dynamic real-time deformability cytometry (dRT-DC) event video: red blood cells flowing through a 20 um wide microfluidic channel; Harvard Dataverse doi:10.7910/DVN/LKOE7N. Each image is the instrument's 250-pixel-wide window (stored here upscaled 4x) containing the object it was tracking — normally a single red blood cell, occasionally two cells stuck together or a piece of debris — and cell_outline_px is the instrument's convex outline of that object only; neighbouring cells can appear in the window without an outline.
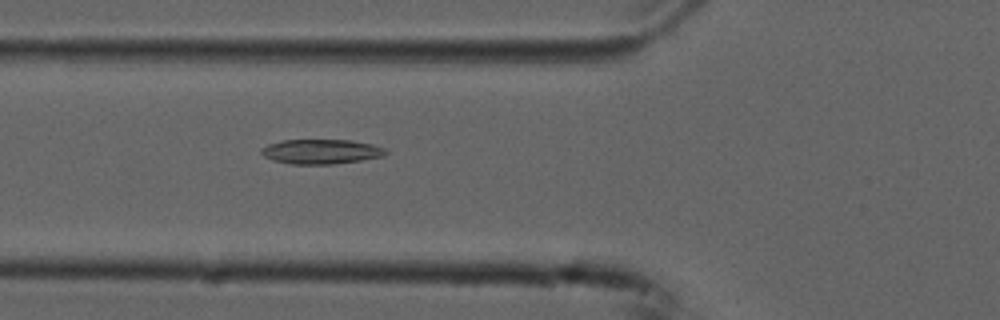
{"species": "common noctule bat (a hibernating species)", "species_latin": "Nyctalus noctula", "temperature_condition": "cold", "stored_images_in_passage": 54, "camera_frame_rate_fps": 3000, "um_per_image_px": 0.085, "animal": {"sex": "male", "forearm_length_mm": 52.5}, "frame": {"image": 1, "passage_image": 20, "time_ms": 6.333, "image_size_px": [1000, 320], "cell_outline_px": [[388, 152], [384, 156], [360, 160], [332, 164], [292, 164], [272, 160], [264, 156], [260, 152], [260, 148], [268, 144], [284, 140], [352, 140], [372, 144], [384, 148]], "centroid_in_image_um": [27.28, 12.88], "position_along_channel_um": 98.5, "area_um2": 17.86}}
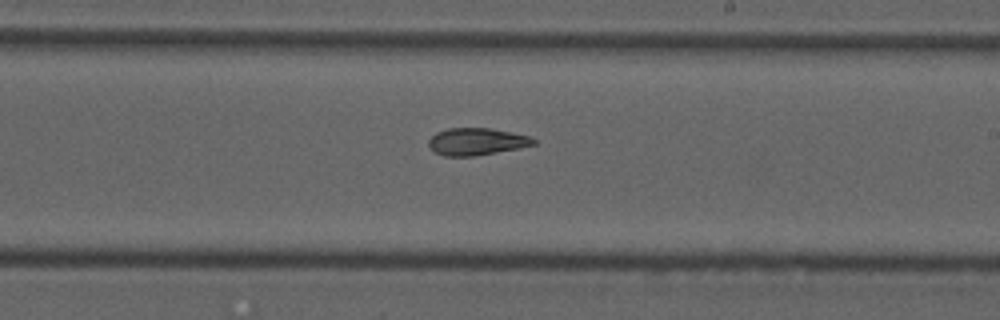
{"frame": {"image": 2, "passage_image": 32, "time_ms": 10.333, "image_size_px": [1000, 320], "cell_outline_px": [[536, 144], [520, 148], [476, 156], [444, 156], [436, 152], [428, 144], [428, 140], [436, 132], [448, 128], [488, 128], [512, 132], [532, 136], [536, 140]], "centroid_in_image_um": [40.55, 12.03], "position_along_channel_um": 248.5, "area_um2": 16.7}}
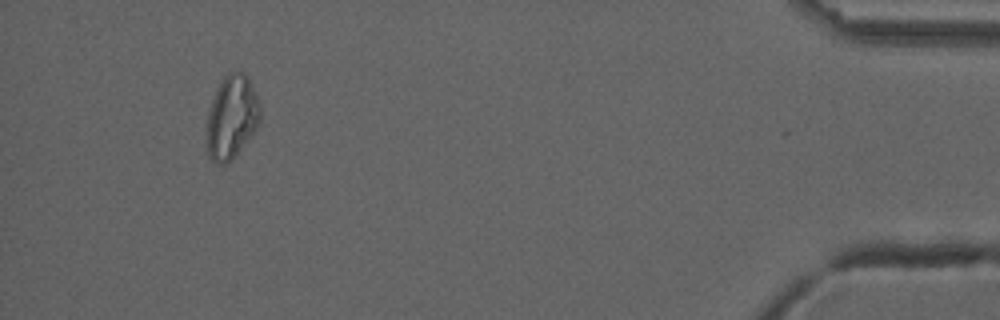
{"frame": {"image": 3, "passage_image": 51, "time_ms": 16.667, "image_size_px": [1000, 320], "cell_outline_px": [[260, 120], [256, 128], [232, 160], [224, 164], [216, 164], [204, 152], [208, 112], [216, 88], [224, 76], [228, 72], [244, 72], [248, 76], [260, 104]], "centroid_in_image_um": [19.65, 9.98], "position_along_channel_um": 415.5, "area_um2": 26.36}, "authors_computed_cell_mechanics": {"area_um2": 19.2185, "velocity_mm_per_s": 3.7432, "shape_relaxation_time_tau1_ms": null, "shape_relaxation_time_tau2_ms": 4.4395, "deformation_change_tau1": null, "deformation_change_tau2": 0.132}}